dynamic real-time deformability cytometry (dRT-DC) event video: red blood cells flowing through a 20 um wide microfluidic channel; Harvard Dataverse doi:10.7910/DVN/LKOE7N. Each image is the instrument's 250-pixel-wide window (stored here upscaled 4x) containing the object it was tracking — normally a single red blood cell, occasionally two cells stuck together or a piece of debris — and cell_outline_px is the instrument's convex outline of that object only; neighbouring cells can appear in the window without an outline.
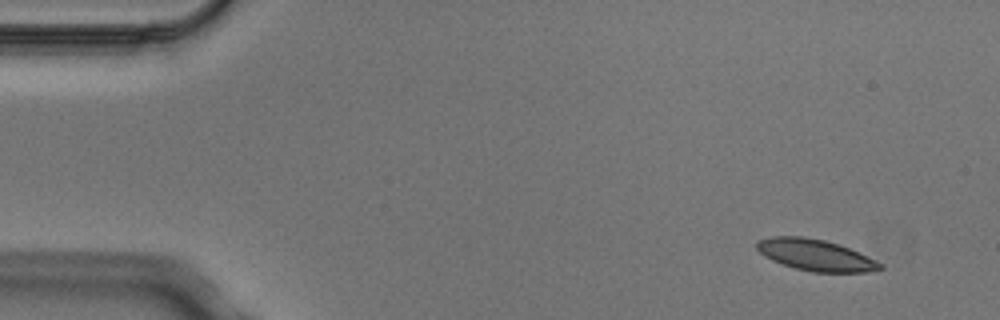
{"species": "Egyptian fruit bat (a non-hibernating species)", "species_latin": "Rousettus aegyptiacus", "temperature_condition": "cold", "stored_images_in_passage": 5, "camera_frame_rate_fps": 3000, "um_per_image_px": 0.085, "animal": {"sex": "male"}, "frame": {"image": 1, "passage_image": 1, "time_ms": 0.0, "image_size_px": [1000, 320], "cell_outline_px": [[884, 268], [868, 272], [812, 272], [796, 268], [772, 260], [764, 256], [756, 248], [756, 240], [772, 236], [804, 236], [824, 240], [848, 248], [884, 264]], "centroid_in_image_um": [69.29, 21.67], "position_along_channel_um": 15.7, "area_um2": 22.37}}
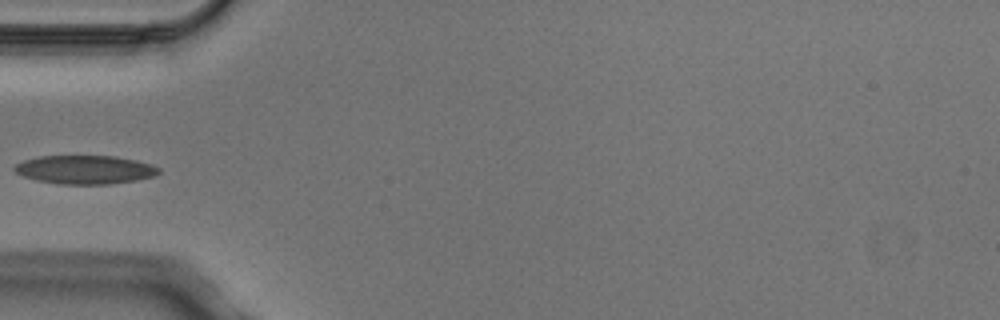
{"frame": {"image": 2, "passage_image": 4, "time_ms": 1.0, "image_size_px": [1000, 320], "cell_outline_px": [[160, 172], [156, 176], [136, 180], [112, 184], [60, 184], [36, 180], [24, 176], [16, 172], [12, 168], [16, 164], [24, 160], [40, 156], [112, 156], [136, 160], [152, 164], [160, 168]], "centroid_in_image_um": [7.25, 14.42], "position_along_channel_um": 77.7, "area_um2": 24.1}}
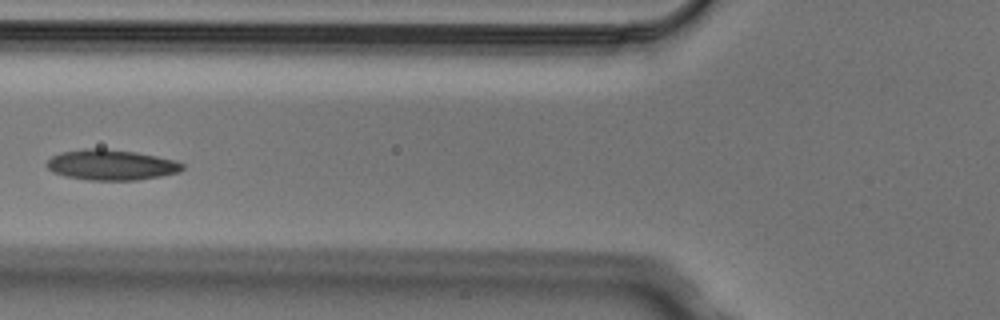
{"frame": {"image": 3, "passage_image": 5, "time_ms": 1.333, "image_size_px": [1000, 320], "cell_outline_px": [[184, 168], [180, 172], [160, 176], [136, 180], [88, 180], [68, 176], [52, 172], [44, 164], [52, 156], [60, 152], [84, 148], [100, 148], [136, 152], [176, 160], [184, 164]], "centroid_in_image_um": [9.45, 14.01], "position_along_channel_um": 116.3, "area_um2": 24.16}}